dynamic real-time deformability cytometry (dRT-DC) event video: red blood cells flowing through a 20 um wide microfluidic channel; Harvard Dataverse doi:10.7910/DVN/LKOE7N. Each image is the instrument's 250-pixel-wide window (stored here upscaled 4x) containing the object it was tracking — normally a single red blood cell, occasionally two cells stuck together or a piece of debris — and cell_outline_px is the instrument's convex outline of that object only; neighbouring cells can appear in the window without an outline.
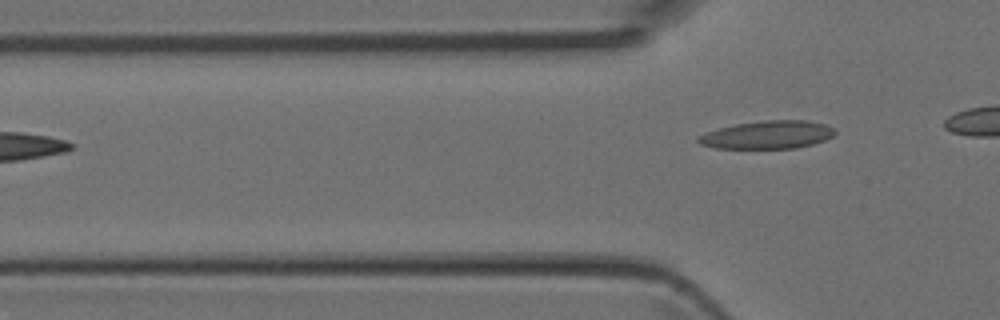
{"species": "Egyptian fruit bat (a non-hibernating species)", "species_latin": "Rousettus aegyptiacus", "temperature_condition": "room temperature", "stored_images_in_passage": 3, "camera_frame_rate_fps": 3000, "um_per_image_px": 0.085, "animal": {"sex": "female"}, "frame": {"image": 1, "passage_image": 3, "time_ms": 0.667, "image_size_px": [1000, 320], "cell_outline_px": [[836, 132], [832, 136], [824, 140], [812, 144], [796, 148], [716, 148], [700, 144], [696, 140], [696, 136], [720, 128], [736, 124], [764, 120], [808, 120], [824, 124], [836, 128]], "centroid_in_image_um": [65.26, 11.45], "position_along_channel_um": 60.5, "area_um2": 22.25}}